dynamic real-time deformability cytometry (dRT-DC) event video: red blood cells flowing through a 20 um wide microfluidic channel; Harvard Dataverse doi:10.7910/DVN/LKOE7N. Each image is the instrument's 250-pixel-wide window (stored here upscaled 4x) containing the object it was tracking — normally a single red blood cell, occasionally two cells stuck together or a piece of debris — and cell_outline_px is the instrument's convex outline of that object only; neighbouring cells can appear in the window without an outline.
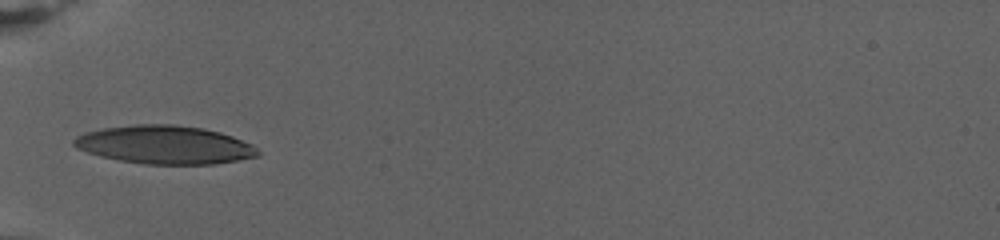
{"species": "human", "species_latin": "Homo sapiens", "temperature_condition": "warm", "stored_images_in_passage": 50, "camera_frame_rate_fps": 3000, "um_per_image_px": 0.085, "donor": {"sex": "female"}, "frame": {"image": 1, "passage_image": 1, "time_ms": 0.0, "image_size_px": [1000, 240], "cell_outline_px": [[260, 156], [216, 164], [144, 164], [120, 160], [100, 156], [76, 148], [72, 144], [72, 140], [76, 136], [84, 132], [104, 128], [136, 124], [176, 124], [204, 128], [220, 132], [232, 136], [252, 144], [260, 152]], "centroid_in_image_um": [14.01, 12.3], "position_along_channel_um": 71.0, "area_um2": 41.27}}
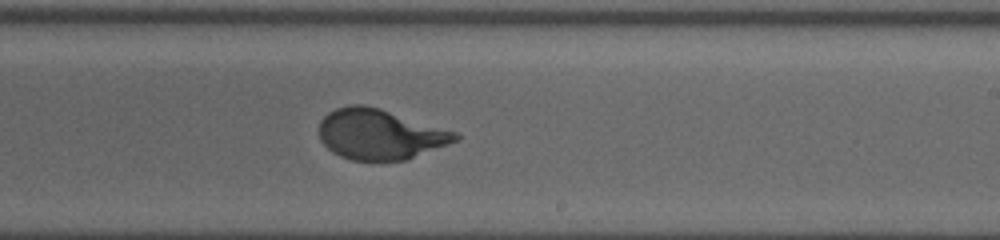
{"frame": {"image": 2, "passage_image": 22, "time_ms": 7.0, "image_size_px": [1000, 240], "cell_outline_px": [[460, 140], [404, 160], [352, 160], [340, 156], [332, 152], [320, 140], [320, 120], [328, 112], [336, 108], [352, 104], [364, 104], [380, 108], [456, 132], [460, 136]], "centroid_in_image_um": [32.27, 11.4], "position_along_channel_um": 256.7, "area_um2": 39.71}}
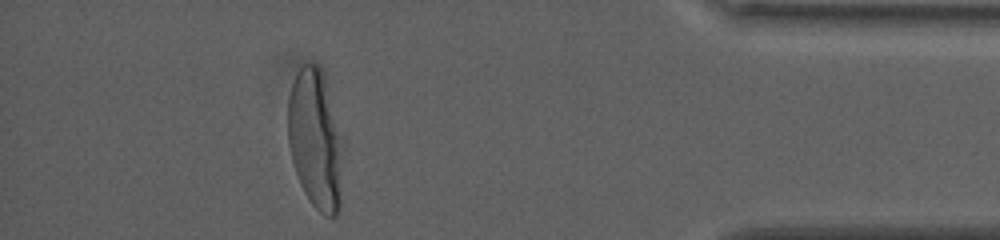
{"frame": {"image": 3, "passage_image": 43, "time_ms": 14.0, "image_size_px": [1000, 240], "cell_outline_px": [[344, 148], [340, 204], [336, 216], [324, 216], [312, 204], [304, 192], [300, 184], [292, 160], [288, 144], [288, 96], [296, 72], [304, 64], [320, 64], [344, 136]], "centroid_in_image_um": [26.85, 11.84], "position_along_channel_um": 408.4, "area_um2": 45.78}, "authors_computed_cell_mechanics": {"area_um2": 40.8357, "velocity_mm_per_s": 2.6994, "shape_relaxation_time_tau1_ms": 6.263, "shape_relaxation_time_tau2_ms": null, "deformation_change_tau1": 0.2603, "deformation_change_tau2": null}}